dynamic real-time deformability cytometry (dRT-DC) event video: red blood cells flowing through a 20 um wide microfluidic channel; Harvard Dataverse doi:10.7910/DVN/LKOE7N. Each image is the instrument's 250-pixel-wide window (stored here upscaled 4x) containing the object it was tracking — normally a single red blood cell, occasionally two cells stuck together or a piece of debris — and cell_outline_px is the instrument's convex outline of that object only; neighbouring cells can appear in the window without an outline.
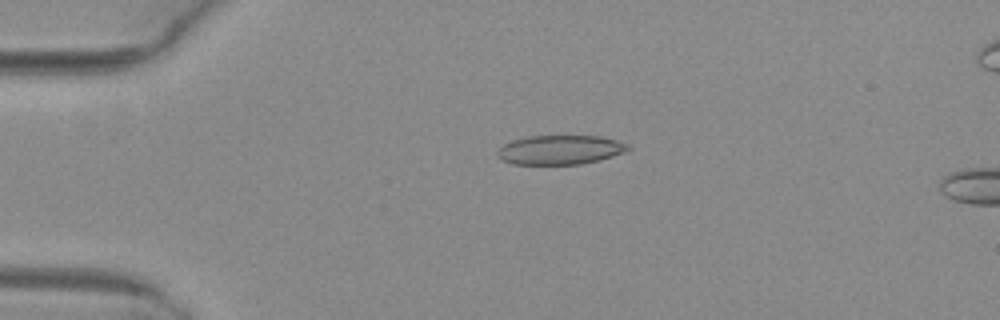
{"species": "common noctule bat (a hibernating species)", "species_latin": "Nyctalus noctula", "temperature_condition": "warm", "stored_images_in_passage": 4, "camera_frame_rate_fps": 3000, "um_per_image_px": 0.085, "animal": {"sex": "female", "body_mass_g": 29.2, "forearm_length_mm": 56.3}, "frame": {"image": 1, "passage_image": 1, "time_ms": 0.0, "image_size_px": [1000, 320], "cell_outline_px": [[632, 148], [624, 152], [612, 156], [580, 164], [512, 164], [500, 160], [496, 156], [496, 152], [504, 144], [512, 140], [528, 136], [600, 136], [616, 140], [628, 144]], "centroid_in_image_um": [47.57, 12.73], "position_along_channel_um": 37.4, "area_um2": 22.25}}